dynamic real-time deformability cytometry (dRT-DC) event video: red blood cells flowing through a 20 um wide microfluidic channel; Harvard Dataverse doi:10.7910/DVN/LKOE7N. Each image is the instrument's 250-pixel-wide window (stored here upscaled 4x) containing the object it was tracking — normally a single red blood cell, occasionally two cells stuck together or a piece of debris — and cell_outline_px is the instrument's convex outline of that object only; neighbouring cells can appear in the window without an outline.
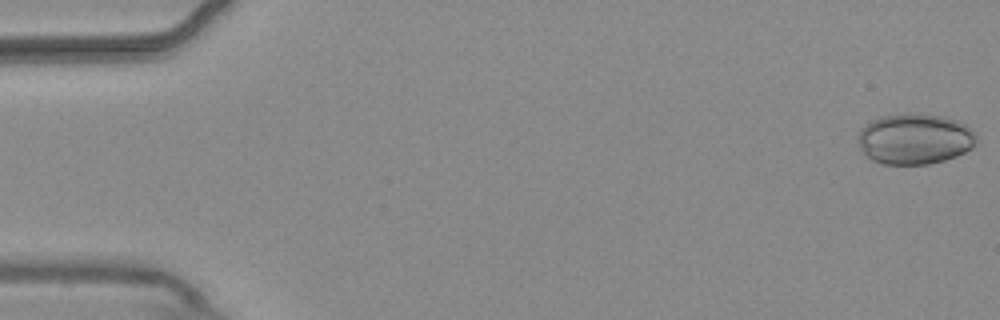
{"species": "common noctule bat (a hibernating species)", "species_latin": "Nyctalus noctula", "temperature_condition": "warm", "stored_images_in_passage": 55, "camera_frame_rate_fps": 3000, "um_per_image_px": 0.085, "animal": {"sex": "male", "body_mass_g": 20.4}, "frame": {"image": 1, "passage_image": 1, "time_ms": 0.0, "image_size_px": [1000, 320], "cell_outline_px": [[976, 144], [972, 148], [956, 156], [944, 160], [928, 164], [884, 164], [872, 160], [860, 148], [860, 128], [872, 120], [880, 116], [908, 112], [944, 116], [956, 120], [972, 128], [976, 132]], "centroid_in_image_um": [77.79, 11.79], "position_along_channel_um": 7.2, "area_um2": 35.14}}
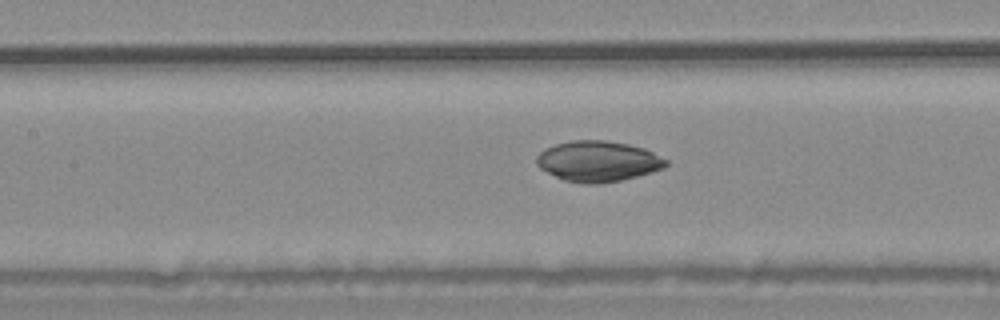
{"frame": {"image": 2, "passage_image": 25, "time_ms": 8.0, "image_size_px": [1000, 320], "cell_outline_px": [[668, 164], [664, 168], [652, 172], [620, 180], [596, 184], [584, 184], [564, 180], [540, 168], [536, 164], [536, 156], [544, 148], [556, 144], [572, 140], [604, 140], [628, 144], [644, 148], [668, 160]], "centroid_in_image_um": [50.82, 13.7], "position_along_channel_um": 156.6, "area_um2": 30.58}}
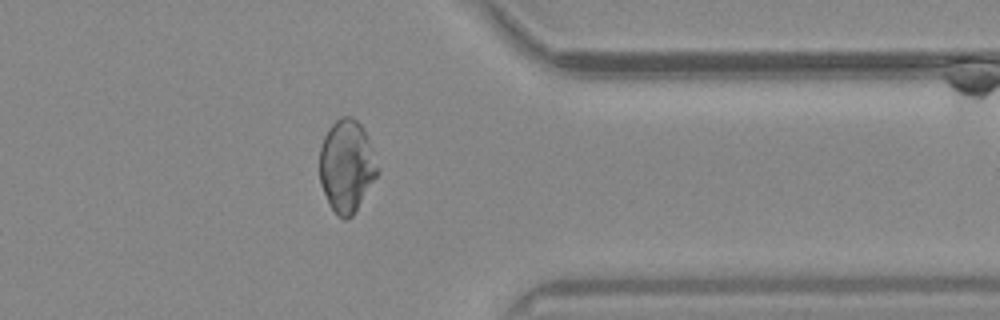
{"frame": {"image": 3, "passage_image": 44, "time_ms": 14.333, "image_size_px": [1000, 320], "cell_outline_px": [[380, 172], [356, 212], [352, 216], [344, 220], [336, 216], [328, 204], [320, 184], [320, 148], [324, 136], [328, 128], [340, 116], [352, 116], [364, 128], [372, 148]], "centroid_in_image_um": [29.47, 14.14], "position_along_channel_um": 381.9, "area_um2": 31.67}}